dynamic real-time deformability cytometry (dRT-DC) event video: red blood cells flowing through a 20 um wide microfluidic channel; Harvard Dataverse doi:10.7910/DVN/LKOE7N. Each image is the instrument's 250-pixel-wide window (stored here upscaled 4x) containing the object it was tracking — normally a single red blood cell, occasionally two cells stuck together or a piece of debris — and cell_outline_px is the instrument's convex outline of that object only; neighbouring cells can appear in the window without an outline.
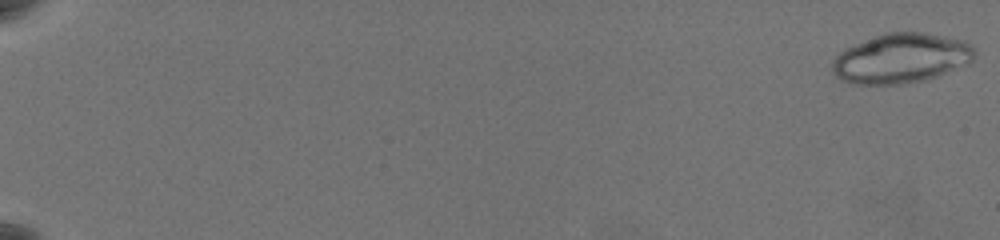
{"species": "common noctule bat (a hibernating species)", "species_latin": "Nyctalus noctula", "temperature_condition": "warm", "stored_images_in_passage": 61, "camera_frame_rate_fps": 3000, "um_per_image_px": 0.085, "animal": {"sex": "female", "body_mass_g": 19.5, "forearm_length_mm": 54.1}, "frame": {"image": 1, "passage_image": 1, "time_ms": 0.0, "image_size_px": [1000, 240], "cell_outline_px": [[976, 52], [972, 60], [968, 64], [932, 76], [908, 80], [876, 84], [864, 84], [844, 80], [836, 76], [832, 68], [832, 60], [844, 48], [884, 32], [924, 32], [964, 40]], "centroid_in_image_um": [76.57, 4.89], "position_along_channel_um": 8.4, "area_um2": 39.94}}
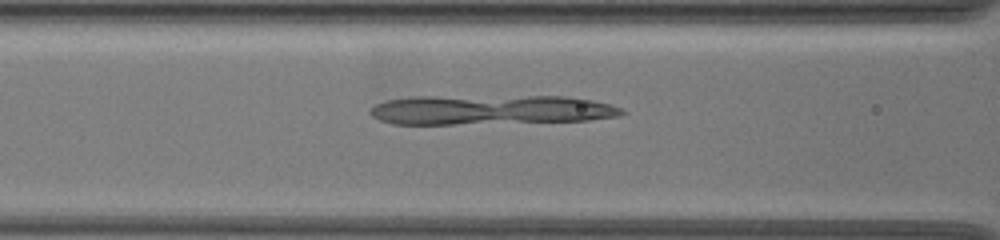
{"frame": {"image": 2, "passage_image": 30, "time_ms": 9.667, "image_size_px": [1000, 240], "cell_outline_px": [[624, 112], [616, 116], [588, 120], [452, 124], [392, 124], [380, 120], [372, 116], [368, 112], [376, 104], [384, 100], [408, 96], [568, 96], [592, 100], [608, 104], [620, 108]], "centroid_in_image_um": [41.59, 9.32], "position_along_channel_um": 125.0, "area_um2": 43.52}}
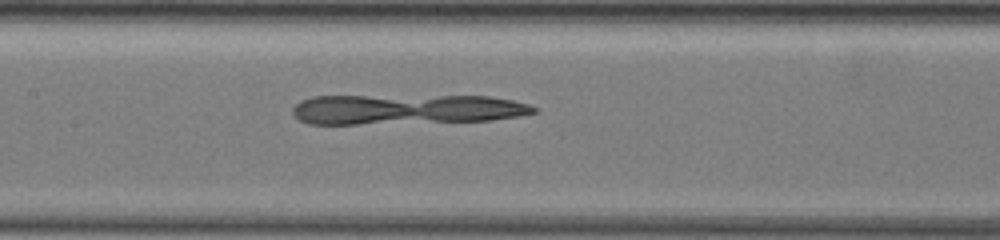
{"frame": {"image": 3, "passage_image": 34, "time_ms": 11.0, "image_size_px": [1000, 240], "cell_outline_px": [[536, 112], [516, 116], [488, 120], [356, 124], [308, 124], [300, 120], [292, 112], [292, 108], [300, 100], [312, 96], [488, 96], [512, 100], [528, 104], [536, 108]], "centroid_in_image_um": [34.46, 9.28], "position_along_channel_um": 172.9, "area_um2": 41.96}}